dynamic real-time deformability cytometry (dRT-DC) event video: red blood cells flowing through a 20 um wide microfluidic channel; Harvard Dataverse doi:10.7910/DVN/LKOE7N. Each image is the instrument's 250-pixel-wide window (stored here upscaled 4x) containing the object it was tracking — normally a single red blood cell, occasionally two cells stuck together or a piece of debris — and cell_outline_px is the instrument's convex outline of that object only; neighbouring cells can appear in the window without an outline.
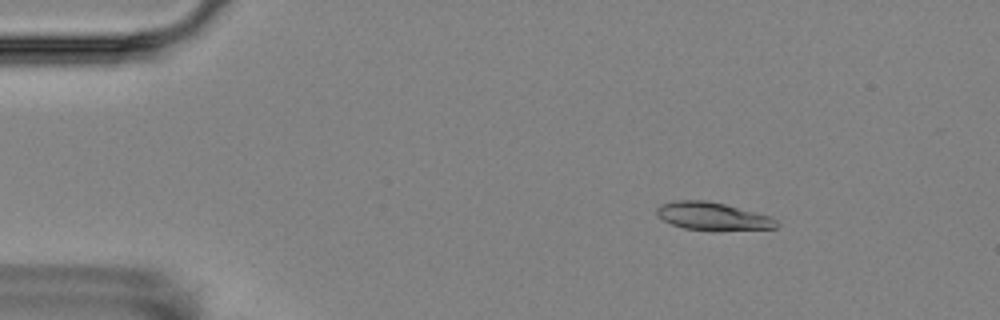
{"species": "Egyptian fruit bat (a non-hibernating species)", "species_latin": "Rousettus aegyptiacus", "temperature_condition": "room temperature", "stored_images_in_passage": 5, "camera_frame_rate_fps": 3000, "um_per_image_px": 0.085, "animal": {"sex": "female"}, "frame": {"image": 1, "passage_image": 3, "time_ms": 2.333, "image_size_px": [1000, 320], "cell_outline_px": [[780, 224], [776, 228], [716, 232], [712, 232], [684, 228], [672, 224], [656, 216], [656, 208], [660, 204], [672, 200], [704, 200], [724, 204], [768, 216], [776, 220]], "centroid_in_image_um": [60.54, 18.41], "position_along_channel_um": 24.5, "area_um2": 19.83}}